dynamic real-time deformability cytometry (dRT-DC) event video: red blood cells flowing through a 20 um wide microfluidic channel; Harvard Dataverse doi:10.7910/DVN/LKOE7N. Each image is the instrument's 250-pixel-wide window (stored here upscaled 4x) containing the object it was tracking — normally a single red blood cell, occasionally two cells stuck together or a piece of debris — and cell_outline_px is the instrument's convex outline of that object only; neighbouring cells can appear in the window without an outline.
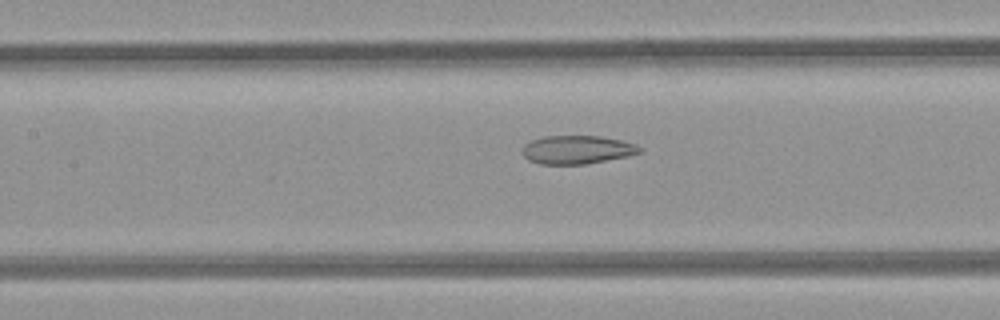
{"species": "common noctule bat (a hibernating species)", "species_latin": "Nyctalus noctula", "temperature_condition": "room temperature", "stored_images_in_passage": 43, "camera_frame_rate_fps": 3000, "um_per_image_px": 0.085, "animal": {"sex": "female", "body_mass_g": 21.9}, "frame": {"image": 1, "passage_image": 16, "time_ms": 5.0, "image_size_px": [1000, 320], "cell_outline_px": [[640, 152], [628, 156], [584, 164], [540, 164], [528, 160], [520, 152], [524, 144], [532, 140], [544, 136], [600, 136], [620, 140], [636, 144], [640, 148]], "centroid_in_image_um": [49.0, 12.72], "position_along_channel_um": 158.4, "area_um2": 19.36}}
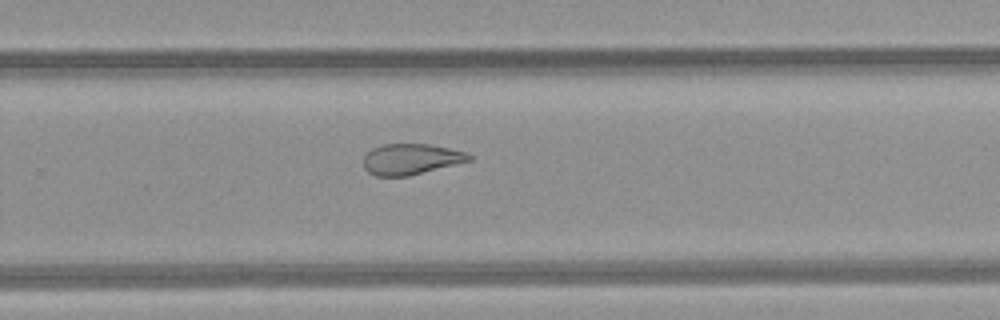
{"frame": {"image": 2, "passage_image": 26, "time_ms": 8.333, "image_size_px": [1000, 320], "cell_outline_px": [[472, 160], [408, 176], [376, 176], [368, 172], [364, 168], [364, 156], [372, 148], [380, 144], [428, 144], [468, 152], [472, 156]], "centroid_in_image_um": [34.92, 13.52], "position_along_channel_um": 294.9, "area_um2": 18.96}}
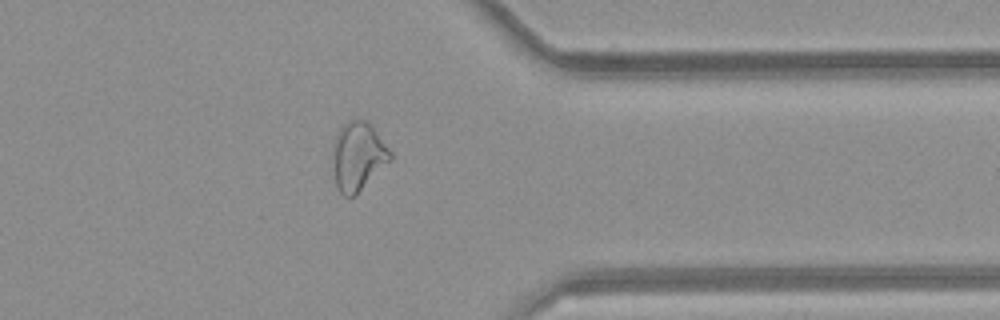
{"frame": {"image": 3, "passage_image": 33, "time_ms": 10.667, "image_size_px": [1000, 320], "cell_outline_px": [[392, 160], [356, 196], [344, 196], [336, 188], [332, 152], [336, 132], [348, 120], [364, 120], [372, 128], [392, 152]], "centroid_in_image_um": [30.43, 13.33], "position_along_channel_um": 381.0, "area_um2": 23.0}, "authors_computed_cell_mechanics": {"area_um2": 23.0044, "velocity_mm_per_s": 4.1159, "shape_relaxation_time_tau1_ms": null, "shape_relaxation_time_tau2_ms": 3.7091, "deformation_change_tau1": null, "deformation_change_tau2": 0.1288}}